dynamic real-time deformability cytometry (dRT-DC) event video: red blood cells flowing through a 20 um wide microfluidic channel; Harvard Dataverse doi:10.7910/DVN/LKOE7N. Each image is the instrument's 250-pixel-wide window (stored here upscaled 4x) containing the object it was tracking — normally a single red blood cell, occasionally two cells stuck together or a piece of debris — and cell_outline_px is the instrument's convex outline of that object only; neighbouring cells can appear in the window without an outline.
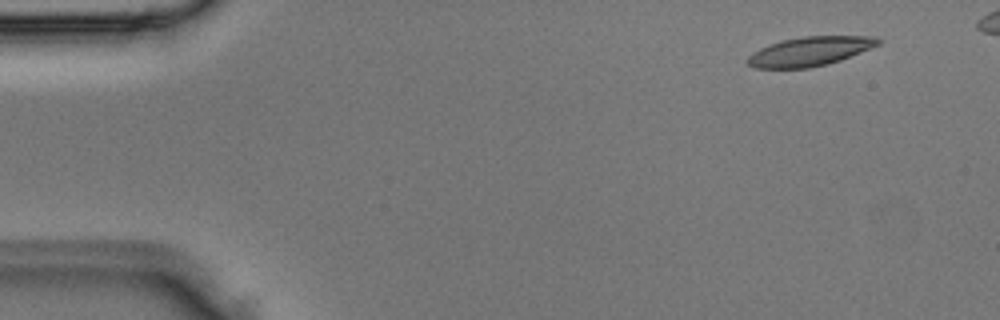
{"species": "Egyptian fruit bat (a non-hibernating species)", "species_latin": "Rousettus aegyptiacus", "temperature_condition": "room temperature", "stored_images_in_passage": 4, "camera_frame_rate_fps": 3000, "um_per_image_px": 0.085, "animal": {"sex": "male"}, "frame": {"image": 1, "passage_image": 1, "time_ms": 0.0, "image_size_px": [1000, 320], "cell_outline_px": [[880, 44], [840, 60], [828, 64], [808, 68], [756, 68], [748, 64], [744, 60], [752, 52], [760, 48], [780, 40], [804, 36], [876, 36], [880, 40]], "centroid_in_image_um": [68.8, 4.36], "position_along_channel_um": 16.2, "area_um2": 22.2}}